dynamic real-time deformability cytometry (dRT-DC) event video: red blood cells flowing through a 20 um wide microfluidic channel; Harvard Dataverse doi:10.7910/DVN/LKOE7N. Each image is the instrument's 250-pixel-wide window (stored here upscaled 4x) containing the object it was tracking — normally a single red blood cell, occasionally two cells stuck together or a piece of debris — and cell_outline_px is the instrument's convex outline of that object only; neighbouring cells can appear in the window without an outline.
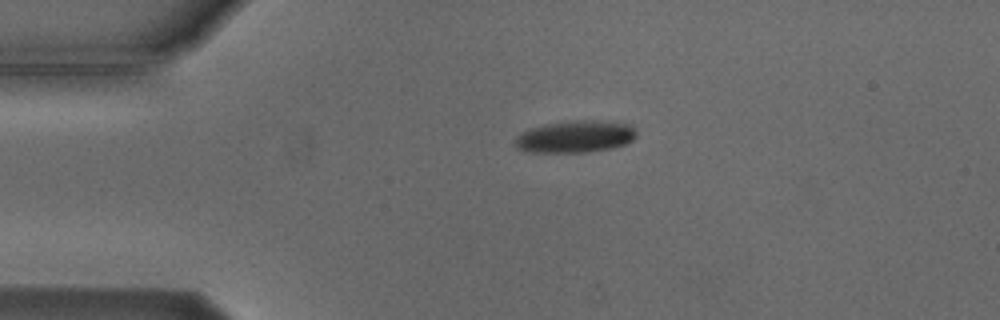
{"species": "Egyptian fruit bat (a non-hibernating species)", "species_latin": "Rousettus aegyptiacus", "temperature_condition": "cold", "stored_images_in_passage": 2, "camera_frame_rate_fps": 3000, "um_per_image_px": 0.085, "animal": {"sex": "male"}, "frame": {"image": 1, "passage_image": 1, "time_ms": 0.0, "image_size_px": [1000, 320], "cell_outline_px": [[636, 136], [632, 140], [624, 144], [612, 148], [584, 152], [532, 152], [516, 148], [516, 140], [524, 132], [532, 128], [544, 124], [572, 120], [596, 120], [632, 124], [636, 132]], "centroid_in_image_um": [48.96, 11.6], "position_along_channel_um": 36.0, "area_um2": 22.43}}